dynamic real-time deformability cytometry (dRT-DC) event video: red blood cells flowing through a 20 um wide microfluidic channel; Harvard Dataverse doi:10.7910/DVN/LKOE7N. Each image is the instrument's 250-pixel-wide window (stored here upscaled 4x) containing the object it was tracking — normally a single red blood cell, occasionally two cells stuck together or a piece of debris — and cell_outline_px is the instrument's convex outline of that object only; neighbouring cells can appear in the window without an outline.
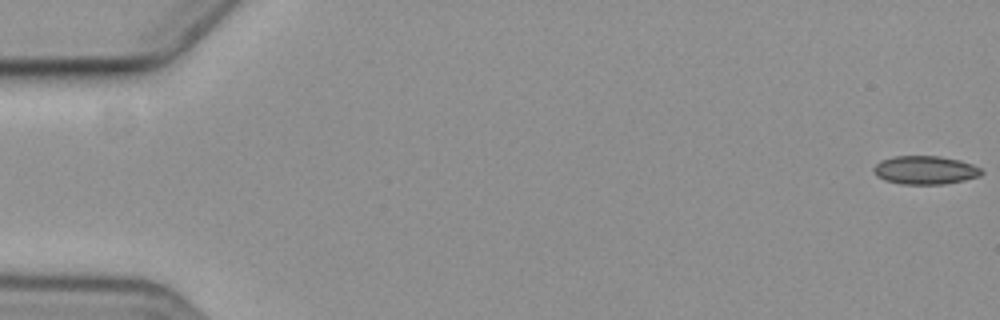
{"species": "common noctule bat (a hibernating species)", "species_latin": "Nyctalus noctula", "temperature_condition": "cold", "stored_images_in_passage": 7, "camera_frame_rate_fps": 3000, "um_per_image_px": 0.085, "animal": {"sex": "female", "body_mass_g": 19.3, "forearm_length_mm": 54.1}, "frame": {"image": 1, "passage_image": 1, "time_ms": 0.0, "image_size_px": [1000, 320], "cell_outline_px": [[984, 172], [980, 176], [964, 180], [944, 184], [900, 184], [884, 180], [876, 176], [872, 172], [872, 168], [880, 160], [892, 156], [940, 156], [960, 160], [972, 164], [980, 168]], "centroid_in_image_um": [78.6, 14.45], "position_along_channel_um": 6.4, "area_um2": 18.09}}